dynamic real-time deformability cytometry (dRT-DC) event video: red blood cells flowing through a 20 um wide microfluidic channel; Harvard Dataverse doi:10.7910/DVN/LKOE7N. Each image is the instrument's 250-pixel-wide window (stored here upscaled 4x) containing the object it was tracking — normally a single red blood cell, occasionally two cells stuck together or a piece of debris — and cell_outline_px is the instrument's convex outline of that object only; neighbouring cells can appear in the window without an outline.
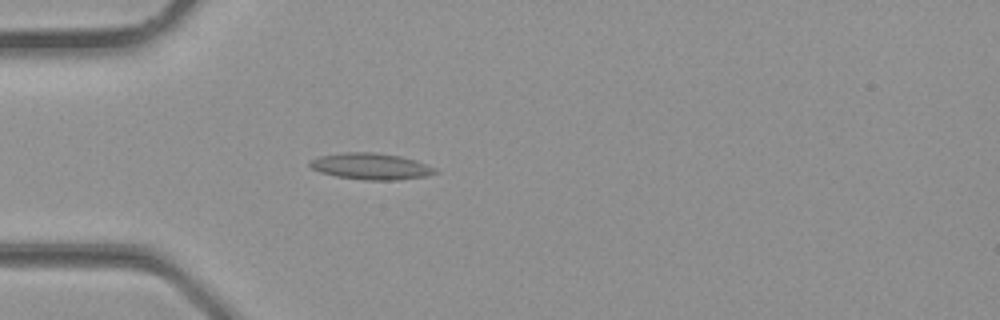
{"species": "common noctule bat (a hibernating species)", "species_latin": "Nyctalus noctula", "temperature_condition": "room temperature", "stored_images_in_passage": 33, "camera_frame_rate_fps": 3000, "um_per_image_px": 0.085, "animal": {"sex": "male", "body_mass_g": 23.1, "forearm_length_mm": 52.7}, "frame": {"image": 1, "passage_image": 9, "time_ms": 2.667, "image_size_px": [1000, 320], "cell_outline_px": [[440, 172], [424, 176], [396, 180], [364, 180], [336, 176], [320, 172], [312, 168], [308, 164], [308, 160], [320, 156], [344, 152], [376, 152], [400, 156], [424, 164]], "centroid_in_image_um": [31.45, 14.13], "position_along_channel_um": 53.5, "area_um2": 19.07}}
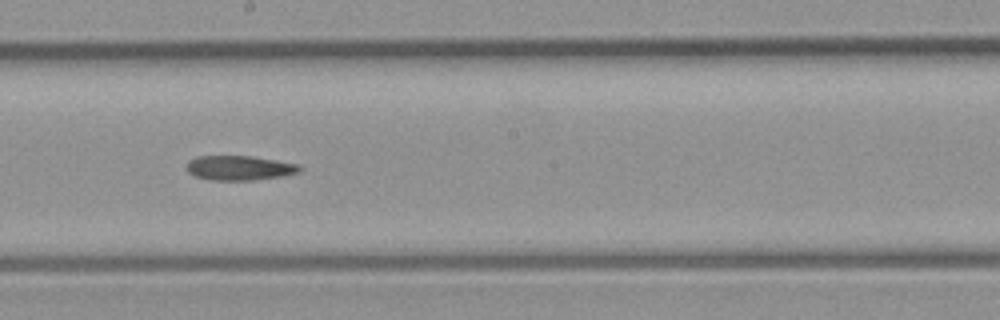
{"frame": {"image": 2, "passage_image": 18, "time_ms": 5.667, "image_size_px": [1000, 320], "cell_outline_px": [[304, 168], [300, 172], [284, 176], [252, 180], [208, 180], [196, 176], [188, 172], [184, 168], [188, 160], [196, 156], [252, 156], [300, 164]], "centroid_in_image_um": [20.36, 14.27], "position_along_channel_um": 227.8, "area_um2": 16.53}}
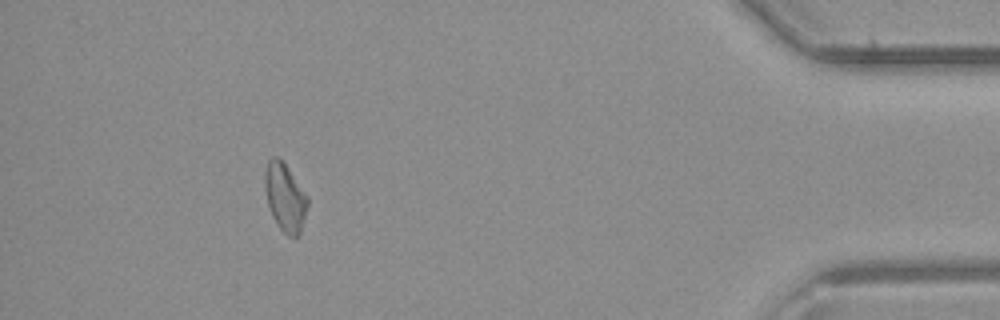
{"frame": {"image": 3, "passage_image": 30, "time_ms": 9.667, "image_size_px": [1000, 320], "cell_outline_px": [[308, 204], [300, 232], [296, 236], [288, 236], [280, 228], [272, 216], [268, 204], [264, 188], [264, 172], [268, 160], [272, 156], [280, 156], [308, 196]], "centroid_in_image_um": [24.21, 16.71], "position_along_channel_um": 411.0, "area_um2": 16.99}}